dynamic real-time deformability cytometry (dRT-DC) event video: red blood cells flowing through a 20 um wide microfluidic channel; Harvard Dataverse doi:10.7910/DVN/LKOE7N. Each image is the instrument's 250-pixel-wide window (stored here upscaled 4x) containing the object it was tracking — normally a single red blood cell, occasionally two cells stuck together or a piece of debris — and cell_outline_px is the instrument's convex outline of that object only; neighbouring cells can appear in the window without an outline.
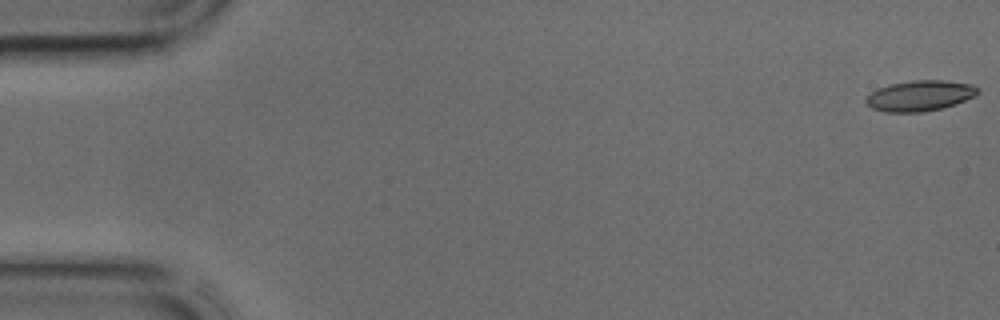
{"species": "common noctule bat (a hibernating species)", "species_latin": "Nyctalus noctula", "temperature_condition": "cold", "stored_images_in_passage": 40, "camera_frame_rate_fps": 3000, "um_per_image_px": 0.085, "animal": {"sex": "male", "body_mass_g": 17.9, "forearm_length_mm": 54.2}, "frame": {"image": 1, "passage_image": 1, "time_ms": 0.0, "image_size_px": [1000, 320], "cell_outline_px": [[980, 92], [956, 104], [924, 112], [884, 112], [872, 108], [864, 100], [876, 88], [888, 84], [912, 80], [944, 80], [972, 84], [980, 88]], "centroid_in_image_um": [78.18, 8.12], "position_along_channel_um": 6.8, "area_um2": 20.0}}
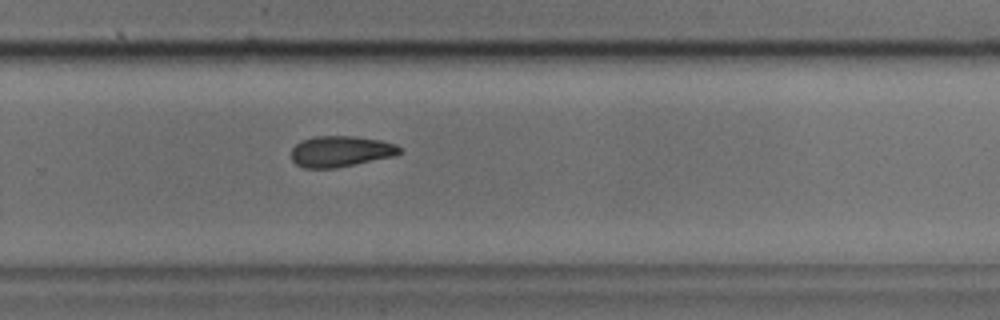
{"frame": {"image": 2, "passage_image": 29, "time_ms": 9.333, "image_size_px": [1000, 320], "cell_outline_px": [[400, 152], [396, 156], [336, 168], [304, 168], [296, 164], [292, 160], [292, 148], [300, 140], [316, 136], [352, 136], [380, 140], [396, 144], [400, 148]], "centroid_in_image_um": [28.95, 12.87], "position_along_channel_um": 300.9, "area_um2": 19.59}}
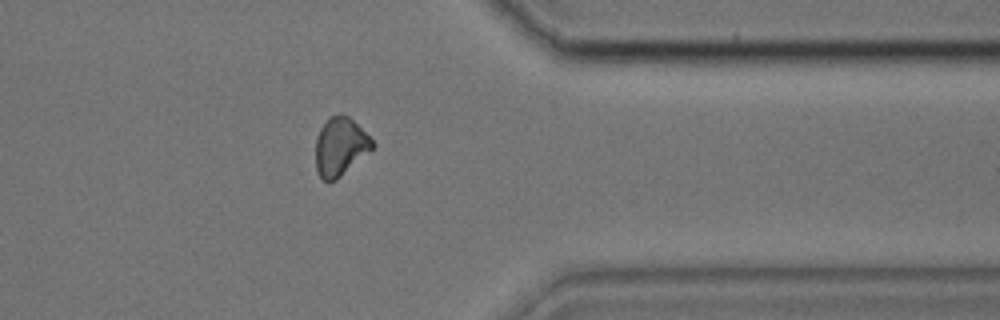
{"frame": {"image": 3, "passage_image": 35, "time_ms": 11.333, "image_size_px": [1000, 320], "cell_outline_px": [[376, 144], [372, 148], [336, 180], [324, 180], [320, 176], [316, 168], [316, 136], [320, 128], [332, 116], [340, 112], [348, 116]], "centroid_in_image_um": [28.9, 12.45], "position_along_channel_um": 382.5, "area_um2": 18.73}}